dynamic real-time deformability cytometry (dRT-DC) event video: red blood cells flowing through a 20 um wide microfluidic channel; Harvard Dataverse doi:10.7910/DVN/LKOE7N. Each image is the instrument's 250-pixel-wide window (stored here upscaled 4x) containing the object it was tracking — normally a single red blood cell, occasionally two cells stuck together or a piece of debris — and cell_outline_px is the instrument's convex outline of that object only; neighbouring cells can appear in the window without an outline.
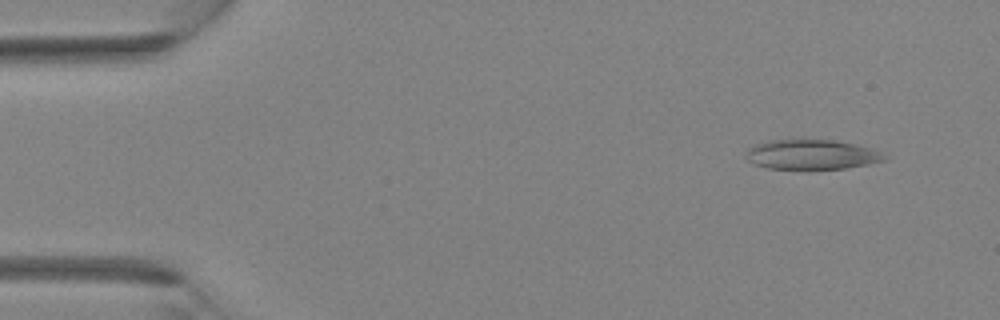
{"species": "Egyptian fruit bat (a non-hibernating species)", "species_latin": "Rousettus aegyptiacus", "temperature_condition": "room temperature", "stored_images_in_passage": 3, "camera_frame_rate_fps": 3000, "um_per_image_px": 0.085, "animal": {"sex": "female"}, "frame": {"image": 1, "passage_image": 1, "time_ms": 0.0, "image_size_px": [1000, 320], "cell_outline_px": [[888, 160], [868, 164], [844, 168], [808, 172], [768, 168], [756, 164], [748, 160], [744, 156], [748, 148], [756, 144], [768, 140], [836, 140], [856, 144], [872, 148], [888, 156]], "centroid_in_image_um": [69.0, 13.18], "position_along_channel_um": 16.0, "area_um2": 24.97}}
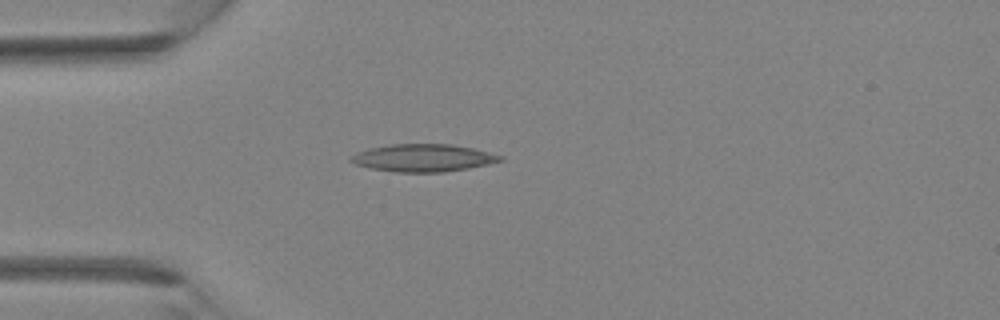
{"frame": {"image": 2, "passage_image": 3, "time_ms": 2.333, "image_size_px": [1000, 320], "cell_outline_px": [[504, 160], [488, 164], [468, 168], [444, 172], [396, 172], [372, 168], [356, 164], [348, 160], [356, 152], [368, 148], [392, 144], [452, 144], [472, 148], [504, 156]], "centroid_in_image_um": [35.98, 13.41], "position_along_channel_um": 49.0, "area_um2": 23.87}}